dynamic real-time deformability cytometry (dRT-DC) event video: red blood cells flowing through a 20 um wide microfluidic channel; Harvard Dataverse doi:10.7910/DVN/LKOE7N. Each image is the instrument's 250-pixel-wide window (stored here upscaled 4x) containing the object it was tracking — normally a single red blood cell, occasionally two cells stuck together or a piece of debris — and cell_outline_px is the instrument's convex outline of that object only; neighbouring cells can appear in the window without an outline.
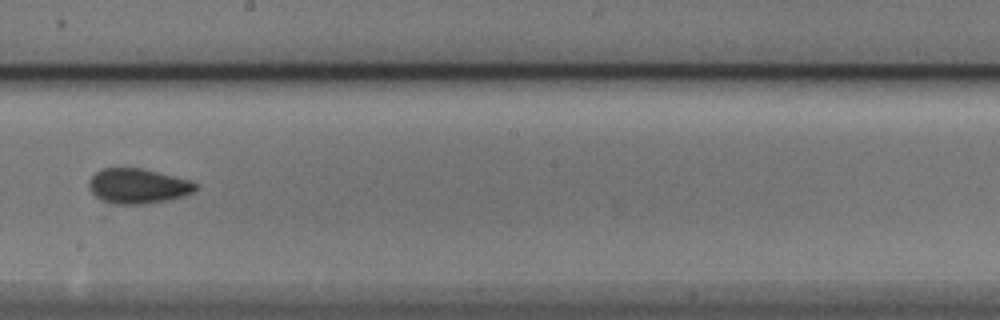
{"species": "Egyptian fruit bat (a non-hibernating species)", "species_latin": "Rousettus aegyptiacus", "temperature_condition": "cold", "stored_images_in_passage": 10, "camera_frame_rate_fps": 3000, "um_per_image_px": 0.085, "animal": {"sex": "male"}, "frame": {"image": 1, "passage_image": 9, "time_ms": 9.667, "image_size_px": [1000, 320], "cell_outline_px": [[200, 188], [196, 192], [184, 196], [168, 200], [140, 204], [112, 204], [96, 196], [88, 188], [88, 180], [96, 172], [104, 168], [144, 168], [192, 180]], "centroid_in_image_um": [11.78, 15.8], "position_along_channel_um": 236.4, "area_um2": 22.02}}
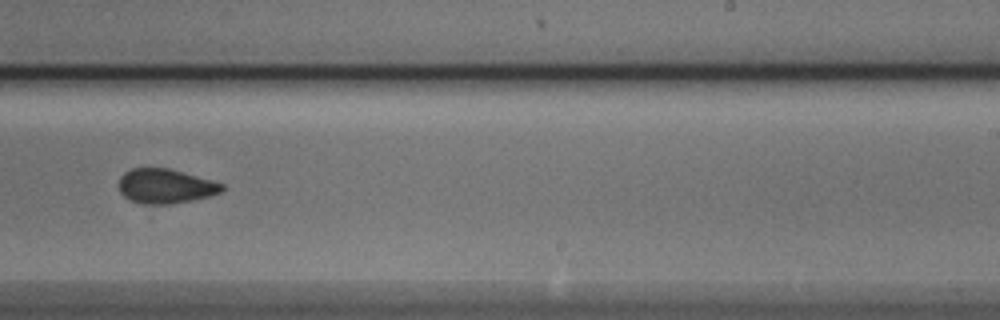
{"frame": {"image": 2, "passage_image": 10, "time_ms": 10.667, "image_size_px": [1000, 320], "cell_outline_px": [[224, 188], [220, 192], [208, 196], [192, 200], [168, 204], [144, 204], [128, 200], [120, 192], [116, 184], [120, 176], [124, 172], [132, 168], [168, 168], [212, 180], [224, 184]], "centroid_in_image_um": [14.0, 15.82], "position_along_channel_um": 275.0, "area_um2": 20.87}}